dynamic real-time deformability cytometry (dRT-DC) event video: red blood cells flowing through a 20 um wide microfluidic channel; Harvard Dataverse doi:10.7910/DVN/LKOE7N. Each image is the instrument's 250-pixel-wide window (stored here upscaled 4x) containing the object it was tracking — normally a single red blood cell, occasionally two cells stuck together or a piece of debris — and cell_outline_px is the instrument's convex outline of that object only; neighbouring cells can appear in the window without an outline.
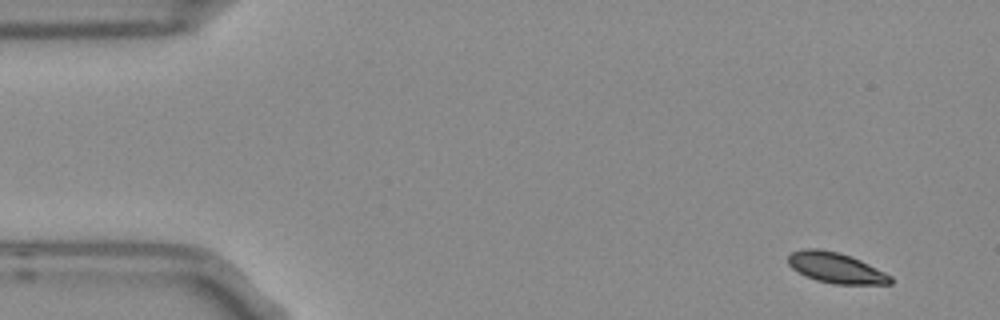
{"species": "Egyptian fruit bat (a non-hibernating species)", "species_latin": "Rousettus aegyptiacus", "temperature_condition": "room temperature", "stored_images_in_passage": 4, "camera_frame_rate_fps": 3000, "um_per_image_px": 0.085, "frame": {"image": 1, "passage_image": 1, "time_ms": 0.0, "image_size_px": [1000, 320], "cell_outline_px": [[892, 284], [832, 284], [816, 280], [792, 268], [788, 264], [788, 256], [792, 252], [804, 248], [820, 248], [836, 252], [860, 260], [892, 276]], "centroid_in_image_um": [71.05, 22.77], "position_along_channel_um": 14.0, "area_um2": 17.98}}
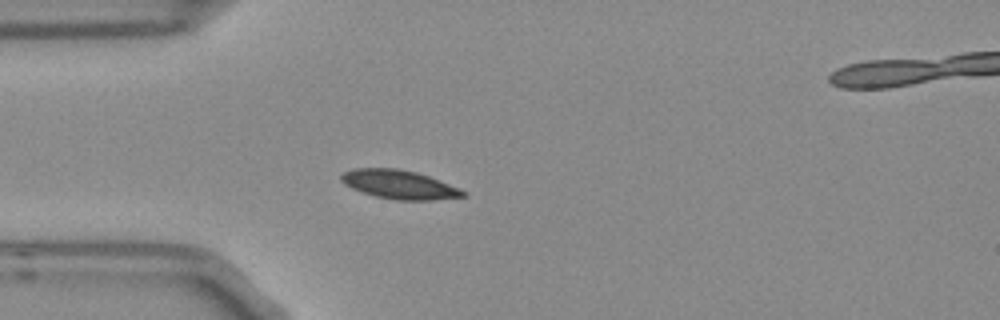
{"frame": {"image": 2, "passage_image": 4, "time_ms": 1.0, "image_size_px": [1000, 320], "cell_outline_px": [[468, 196], [432, 200], [396, 200], [376, 196], [352, 188], [344, 184], [340, 180], [340, 176], [344, 172], [356, 168], [396, 168], [416, 172], [428, 176], [460, 188], [468, 192]], "centroid_in_image_um": [33.97, 15.69], "position_along_channel_um": 51.0, "area_um2": 20.4}}